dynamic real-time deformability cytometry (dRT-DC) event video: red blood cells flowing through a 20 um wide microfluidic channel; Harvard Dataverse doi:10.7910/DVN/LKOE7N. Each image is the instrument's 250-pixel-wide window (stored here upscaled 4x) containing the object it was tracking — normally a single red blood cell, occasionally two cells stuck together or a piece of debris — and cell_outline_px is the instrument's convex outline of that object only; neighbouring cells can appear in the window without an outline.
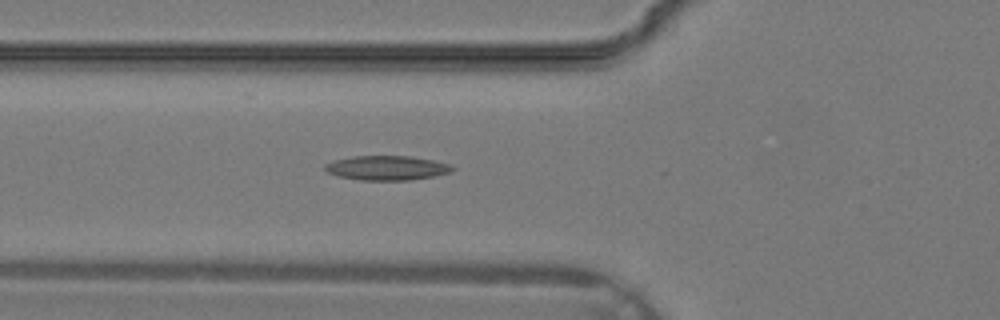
{"species": "common noctule bat (a hibernating species)", "species_latin": "Nyctalus noctula", "temperature_condition": "warm", "stored_images_in_passage": 34, "camera_frame_rate_fps": 3000, "um_per_image_px": 0.085, "animal": {"sex": "male", "body_mass_g": 19.2, "forearm_length_mm": 51.8}, "frame": {"image": 1, "passage_image": 12, "time_ms": 3.667, "image_size_px": [1000, 320], "cell_outline_px": [[456, 168], [448, 172], [432, 176], [408, 180], [360, 180], [340, 176], [328, 172], [324, 168], [324, 164], [336, 160], [352, 156], [412, 156], [452, 164]], "centroid_in_image_um": [32.89, 14.26], "position_along_channel_um": 92.9, "area_um2": 17.98}}
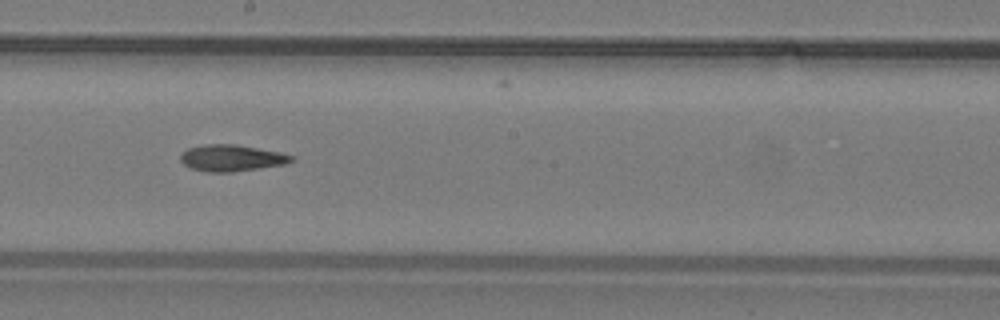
{"frame": {"image": 2, "passage_image": 19, "time_ms": 6.0, "image_size_px": [1000, 320], "cell_outline_px": [[296, 160], [284, 164], [232, 172], [208, 172], [192, 168], [184, 164], [180, 160], [180, 156], [188, 148], [204, 144], [236, 144], [280, 152], [296, 156]], "centroid_in_image_um": [19.72, 13.42], "position_along_channel_um": 228.5, "area_um2": 17.11}}
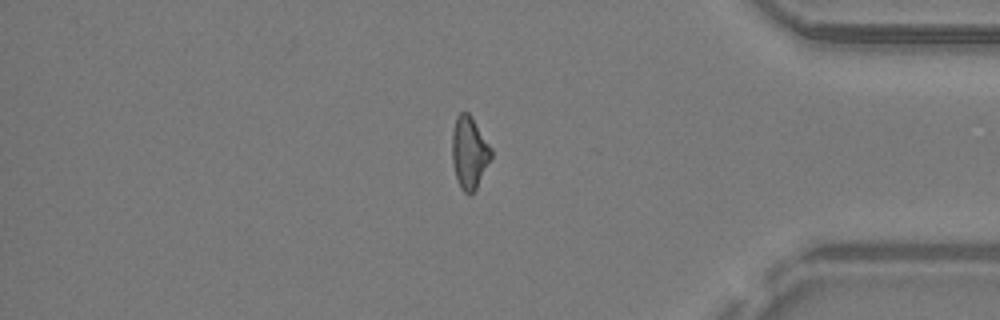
{"frame": {"image": 3, "passage_image": 29, "time_ms": 9.333, "image_size_px": [1000, 320], "cell_outline_px": [[492, 156], [476, 188], [472, 192], [464, 192], [460, 188], [456, 176], [452, 160], [452, 132], [456, 116], [460, 112], [468, 112], [472, 116], [492, 148]], "centroid_in_image_um": [39.89, 12.91], "position_along_channel_um": 395.3, "area_um2": 16.36}}